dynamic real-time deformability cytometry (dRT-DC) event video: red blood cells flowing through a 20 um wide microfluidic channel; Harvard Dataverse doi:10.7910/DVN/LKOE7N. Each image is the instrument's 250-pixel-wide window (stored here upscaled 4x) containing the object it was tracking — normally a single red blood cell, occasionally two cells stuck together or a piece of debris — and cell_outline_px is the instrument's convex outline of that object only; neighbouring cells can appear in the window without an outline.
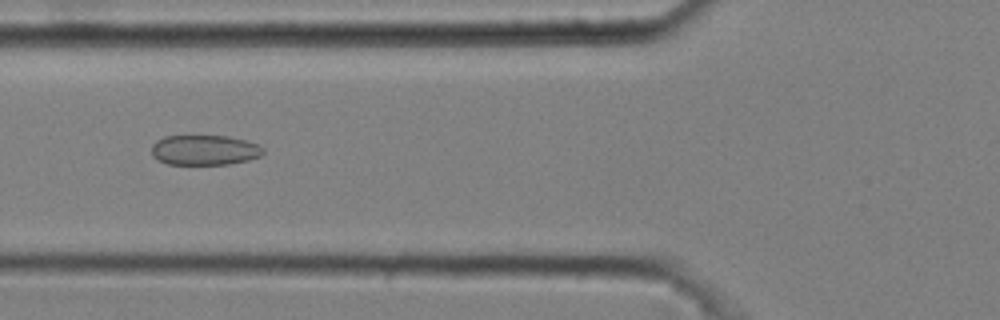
{"species": "common noctule bat (a hibernating species)", "species_latin": "Nyctalus noctula", "temperature_condition": "cold", "stored_images_in_passage": 3, "camera_frame_rate_fps": 3000, "um_per_image_px": 0.085, "animal": {"sex": "male", "body_mass_g": 20.4}, "frame": {"image": 1, "passage_image": 3, "time_ms": 0.667, "image_size_px": [1000, 320], "cell_outline_px": [[264, 152], [260, 156], [248, 160], [228, 164], [168, 164], [152, 156], [152, 144], [156, 140], [164, 136], [228, 136], [260, 144], [264, 148]], "centroid_in_image_um": [17.4, 12.75], "position_along_channel_um": 108.4, "area_um2": 19.59}}